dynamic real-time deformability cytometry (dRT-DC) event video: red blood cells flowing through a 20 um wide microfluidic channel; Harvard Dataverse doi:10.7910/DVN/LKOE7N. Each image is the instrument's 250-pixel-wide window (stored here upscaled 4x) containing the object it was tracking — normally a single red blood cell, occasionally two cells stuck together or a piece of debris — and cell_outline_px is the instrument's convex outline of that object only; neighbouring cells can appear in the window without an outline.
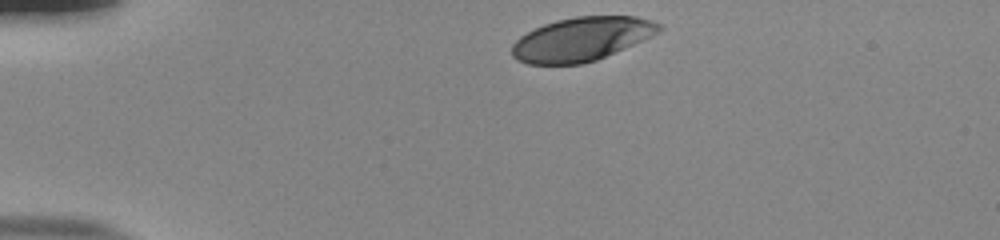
{"species": "human", "species_latin": "Homo sapiens", "temperature_condition": "room temperature", "stored_images_in_passage": 35, "camera_frame_rate_fps": 3000, "um_per_image_px": 0.085, "donor": {"sex": "male"}, "frame": {"image": 1, "passage_image": 1, "time_ms": 0.0, "image_size_px": [1000, 240], "cell_outline_px": [[664, 28], [660, 32], [624, 48], [596, 60], [584, 64], [528, 64], [516, 60], [512, 56], [512, 44], [520, 36], [544, 24], [556, 20], [576, 16], [636, 16], [652, 20], [664, 24]], "centroid_in_image_um": [49.46, 3.32], "position_along_channel_um": 35.5, "area_um2": 37.57}}
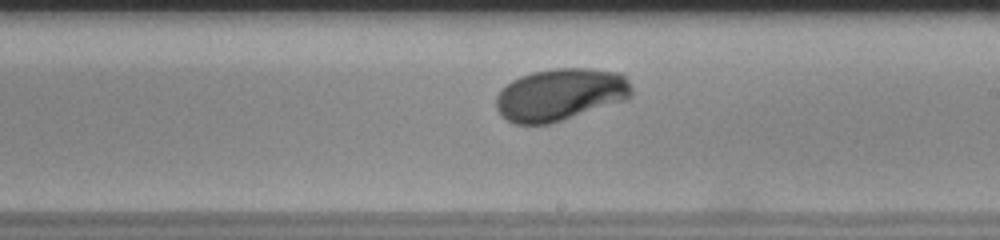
{"frame": {"image": 2, "passage_image": 22, "time_ms": 7.0, "image_size_px": [1000, 240], "cell_outline_px": [[632, 96], [624, 100], [552, 124], [516, 124], [500, 116], [496, 108], [496, 96], [512, 80], [520, 76], [532, 72], [552, 68], [588, 68], [620, 72], [628, 80], [632, 88]], "centroid_in_image_um": [47.62, 8.04], "position_along_channel_um": 241.4, "area_um2": 41.38}}
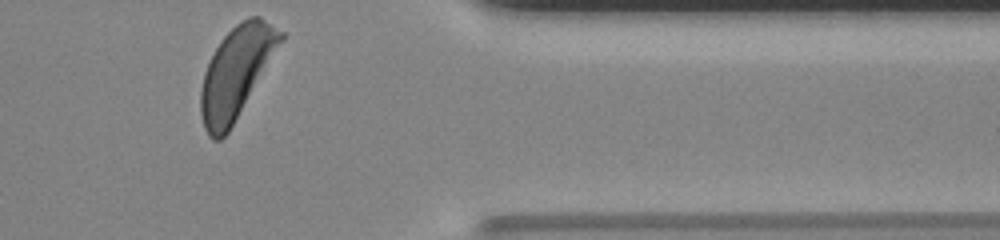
{"frame": {"image": 3, "passage_image": 35, "time_ms": 11.333, "image_size_px": [1000, 240], "cell_outline_px": [[284, 36], [228, 132], [220, 140], [212, 140], [208, 136], [204, 128], [200, 112], [200, 92], [204, 72], [220, 40], [240, 20], [248, 16], [260, 16], [284, 32]], "centroid_in_image_um": [20.04, 6.14], "position_along_channel_um": 391.4, "area_um2": 41.44}, "authors_computed_cell_mechanics": {"area_um2": 40.749, "velocity_mm_per_s": 3.776, "shape_relaxation_time_tau1_ms": 3.6506, "shape_relaxation_time_tau2_ms": null, "deformation_change_tau1": 0.1891, "deformation_change_tau2": null}}